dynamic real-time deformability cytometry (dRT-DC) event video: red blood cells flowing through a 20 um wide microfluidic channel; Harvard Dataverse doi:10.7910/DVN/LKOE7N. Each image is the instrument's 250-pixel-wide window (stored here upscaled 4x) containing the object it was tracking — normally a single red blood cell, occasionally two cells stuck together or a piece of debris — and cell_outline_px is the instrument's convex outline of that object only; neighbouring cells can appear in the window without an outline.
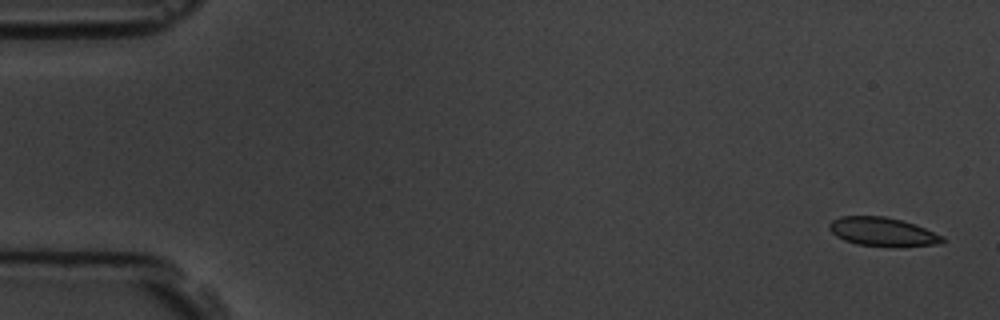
{"species": "common noctule bat (a hibernating species)", "species_latin": "Nyctalus noctula", "temperature_condition": "room temperature", "stored_images_in_passage": 5, "camera_frame_rate_fps": 3000, "um_per_image_px": 0.085, "animal": {"sex": "male", "body_mass_g": 19.5, "forearm_length_mm": 54.6}, "frame": {"image": 1, "passage_image": 1, "time_ms": 0.0, "image_size_px": [1000, 320], "cell_outline_px": [[944, 244], [856, 244], [844, 240], [836, 236], [828, 228], [828, 224], [832, 220], [840, 216], [884, 216], [916, 224], [944, 236]], "centroid_in_image_um": [74.97, 19.65], "position_along_channel_um": 10.0, "area_um2": 18.21}}
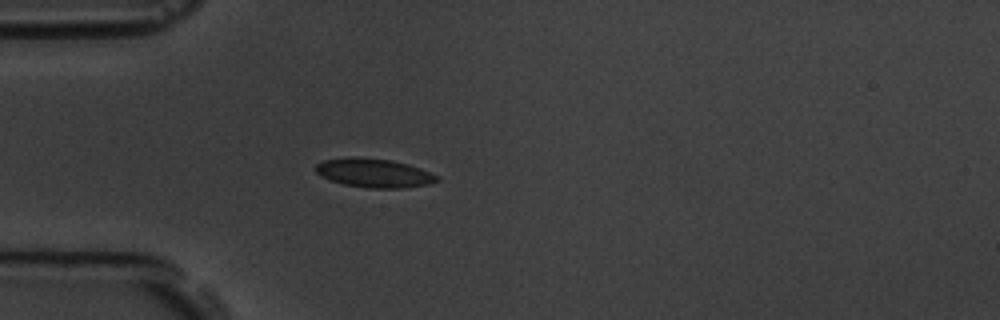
{"frame": {"image": 2, "passage_image": 5, "time_ms": 4.667, "image_size_px": [1000, 320], "cell_outline_px": [[440, 180], [428, 184], [400, 188], [368, 188], [344, 184], [320, 176], [316, 172], [316, 164], [324, 160], [352, 156], [392, 160], [408, 164], [420, 168], [440, 176]], "centroid_in_image_um": [31.81, 14.69], "position_along_channel_um": 53.2, "area_um2": 20.4}}